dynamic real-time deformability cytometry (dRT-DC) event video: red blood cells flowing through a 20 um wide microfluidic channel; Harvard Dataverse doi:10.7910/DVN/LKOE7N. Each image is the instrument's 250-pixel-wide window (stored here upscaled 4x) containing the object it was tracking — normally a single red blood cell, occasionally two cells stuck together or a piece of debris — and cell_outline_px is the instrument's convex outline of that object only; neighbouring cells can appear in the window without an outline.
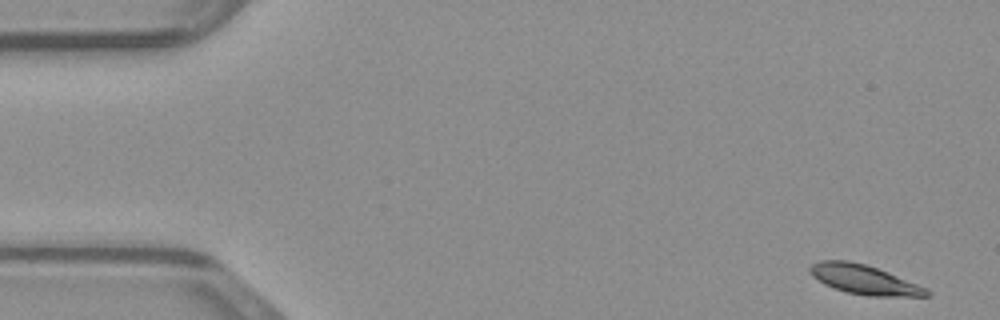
{"species": "common noctule bat (a hibernating species)", "species_latin": "Nyctalus noctula", "temperature_condition": "warm", "stored_images_in_passage": 47, "camera_frame_rate_fps": 3000, "um_per_image_px": 0.085, "animal": {"sex": "male", "body_mass_g": 23.1, "forearm_length_mm": 52.7}, "frame": {"image": 1, "passage_image": 1, "time_ms": 0.0, "image_size_px": [1000, 320], "cell_outline_px": [[932, 296], [868, 296], [848, 292], [824, 284], [812, 276], [808, 272], [808, 268], [812, 264], [820, 260], [848, 260], [864, 264], [876, 268], [916, 284], [932, 292]], "centroid_in_image_um": [73.4, 23.76], "position_along_channel_um": 11.6, "area_um2": 19.65}}
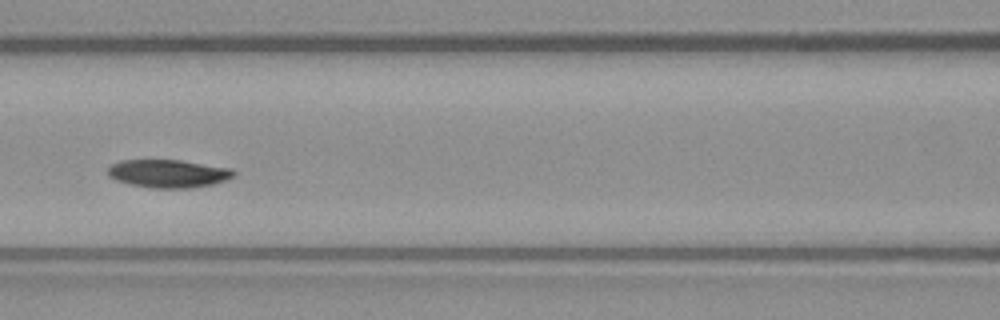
{"frame": {"image": 2, "passage_image": 20, "time_ms": 6.333, "image_size_px": [1000, 320], "cell_outline_px": [[236, 176], [212, 184], [192, 188], [152, 188], [128, 184], [116, 180], [108, 176], [108, 168], [112, 164], [120, 160], [180, 160], [232, 168], [236, 172]], "centroid_in_image_um": [14.31, 14.75], "position_along_channel_um": 152.3, "area_um2": 20.69}}
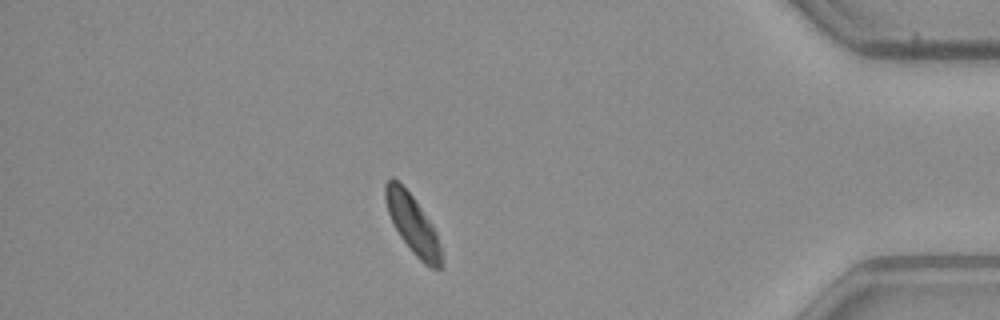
{"frame": {"image": 3, "passage_image": 41, "time_ms": 13.333, "image_size_px": [1000, 320], "cell_outline_px": [[440, 268], [432, 268], [424, 264], [412, 252], [400, 236], [388, 212], [384, 196], [384, 184], [392, 176], [412, 196], [432, 224], [436, 232], [440, 244]], "centroid_in_image_um": [35.05, 19.04], "position_along_channel_um": 400.1, "area_um2": 18.61}}